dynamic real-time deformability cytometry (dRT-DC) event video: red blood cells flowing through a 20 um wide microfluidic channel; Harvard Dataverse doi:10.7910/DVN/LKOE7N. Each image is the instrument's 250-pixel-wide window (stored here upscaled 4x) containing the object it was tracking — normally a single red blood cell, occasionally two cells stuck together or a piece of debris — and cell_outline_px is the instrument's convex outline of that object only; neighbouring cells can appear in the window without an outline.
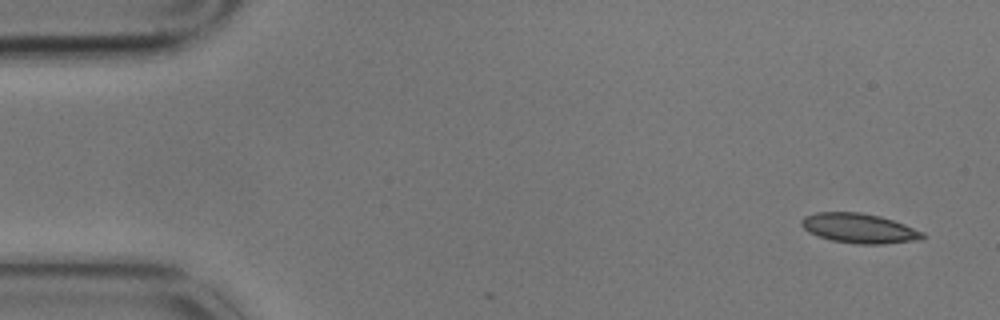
{"species": "common noctule bat (a hibernating species)", "species_latin": "Nyctalus noctula", "temperature_condition": "cold", "stored_images_in_passage": 7, "camera_frame_rate_fps": 3000, "um_per_image_px": 0.085, "animal": {"sex": "male", "body_mass_g": 17.9}, "frame": {"image": 1, "passage_image": 1, "time_ms": 0.0, "image_size_px": [1000, 320], "cell_outline_px": [[928, 236], [920, 240], [884, 244], [856, 244], [832, 240], [808, 232], [800, 224], [800, 220], [804, 216], [816, 212], [860, 212], [880, 216], [904, 224], [924, 232]], "centroid_in_image_um": [73.05, 19.4], "position_along_channel_um": 11.9, "area_um2": 21.1}}
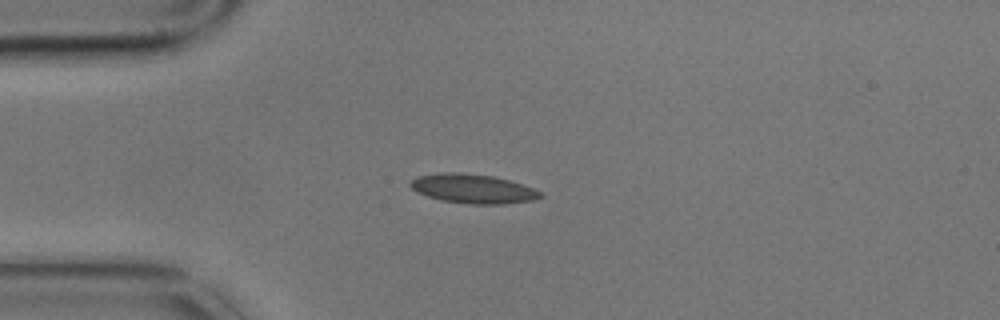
{"frame": {"image": 2, "passage_image": 4, "time_ms": 1.0, "image_size_px": [1000, 320], "cell_outline_px": [[544, 196], [532, 200], [504, 204], [468, 204], [440, 200], [416, 192], [408, 184], [416, 176], [444, 172], [456, 172], [492, 176], [508, 180], [532, 188], [540, 192]], "centroid_in_image_um": [40.15, 16.04], "position_along_channel_um": 44.8, "area_um2": 21.96}}
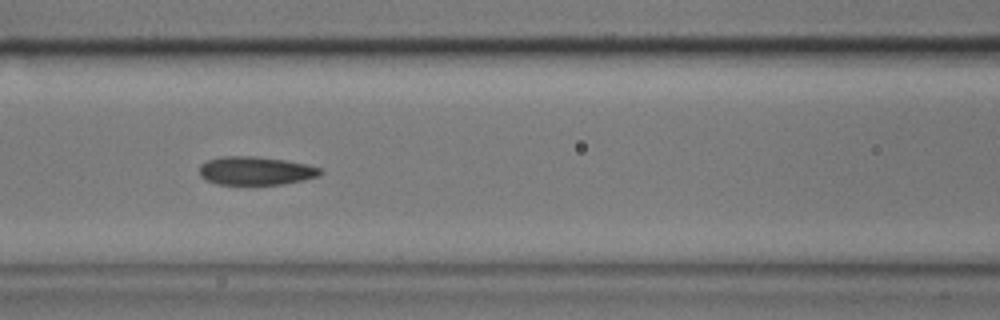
{"frame": {"image": 3, "passage_image": 7, "time_ms": 2.0, "image_size_px": [1000, 320], "cell_outline_px": [[324, 172], [320, 176], [304, 180], [284, 184], [216, 184], [204, 180], [200, 176], [200, 164], [208, 160], [224, 156], [256, 156], [284, 160], [304, 164], [320, 168]], "centroid_in_image_um": [21.73, 14.52], "position_along_channel_um": 144.9, "area_um2": 20.06}}